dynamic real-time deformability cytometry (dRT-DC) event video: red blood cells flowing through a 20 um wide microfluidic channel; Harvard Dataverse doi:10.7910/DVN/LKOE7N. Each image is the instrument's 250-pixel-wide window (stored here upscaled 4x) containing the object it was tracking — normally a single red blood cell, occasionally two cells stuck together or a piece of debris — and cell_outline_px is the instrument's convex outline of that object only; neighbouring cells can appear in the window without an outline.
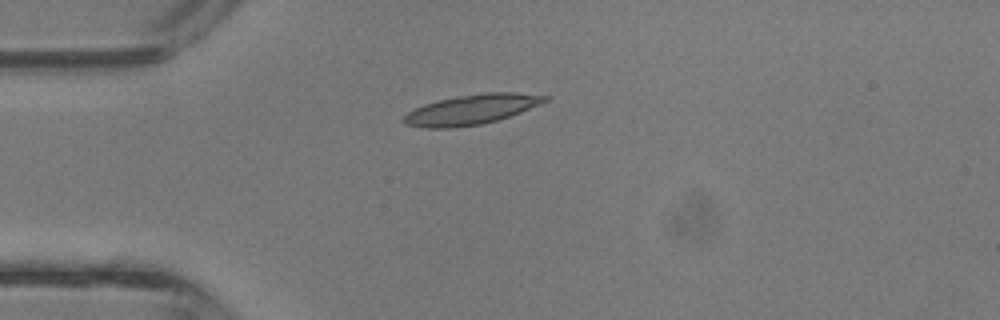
{"species": "common noctule bat (a hibernating species)", "species_latin": "Nyctalus noctula", "temperature_condition": "room temperature", "stored_images_in_passage": 1, "camera_frame_rate_fps": 3000, "um_per_image_px": 0.085, "animal": {"sex": "male", "body_mass_g": 13.3}, "frame": {"image": 1, "passage_image": 1, "time_ms": 0.0, "image_size_px": [1000, 320], "cell_outline_px": [[552, 96], [548, 100], [540, 104], [520, 112], [496, 120], [480, 124], [456, 128], [424, 128], [404, 124], [400, 120], [408, 112], [424, 104], [456, 96], [484, 92], [512, 92]], "centroid_in_image_um": [40.05, 9.31], "position_along_channel_um": 44.9, "area_um2": 24.62}}